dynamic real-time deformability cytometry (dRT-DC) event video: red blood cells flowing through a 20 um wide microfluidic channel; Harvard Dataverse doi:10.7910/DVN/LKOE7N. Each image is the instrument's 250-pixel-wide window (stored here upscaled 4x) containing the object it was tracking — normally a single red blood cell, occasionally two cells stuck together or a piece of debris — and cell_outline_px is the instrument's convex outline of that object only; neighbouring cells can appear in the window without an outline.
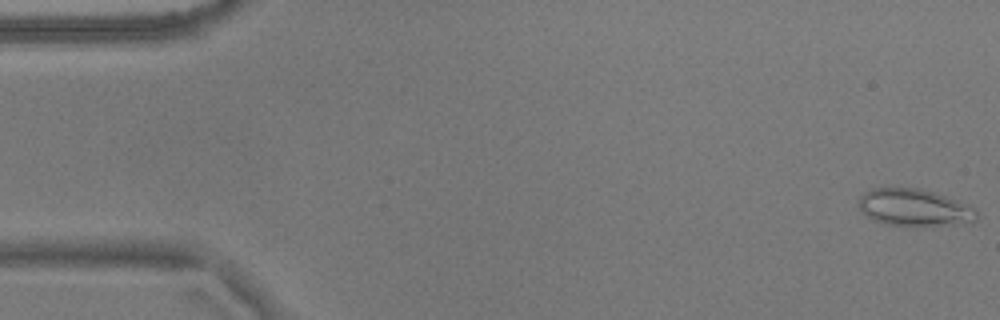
{"species": "common noctule bat (a hibernating species)", "species_latin": "Nyctalus noctula", "temperature_condition": "warm", "stored_images_in_passage": 55, "camera_frame_rate_fps": 3000, "um_per_image_px": 0.085, "animal": {"sex": "male", "body_mass_g": 17.9}, "frame": {"image": 1, "passage_image": 1, "time_ms": 0.0, "image_size_px": [1000, 320], "cell_outline_px": [[976, 220], [972, 224], [920, 228], [888, 224], [876, 220], [868, 216], [860, 208], [860, 196], [864, 192], [872, 188], [916, 188], [932, 192], [968, 204], [976, 208]], "centroid_in_image_um": [77.81, 17.69], "position_along_channel_um": 7.2, "area_um2": 25.95}}
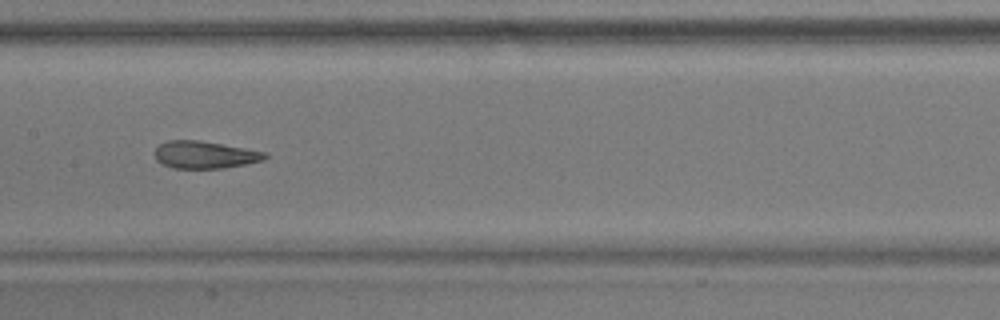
{"frame": {"image": 2, "passage_image": 27, "time_ms": 8.667, "image_size_px": [1000, 320], "cell_outline_px": [[268, 156], [264, 160], [224, 168], [172, 168], [156, 160], [156, 148], [160, 144], [168, 140], [200, 140], [268, 152]], "centroid_in_image_um": [17.44, 13.15], "position_along_channel_um": 190.0, "area_um2": 17.51}}
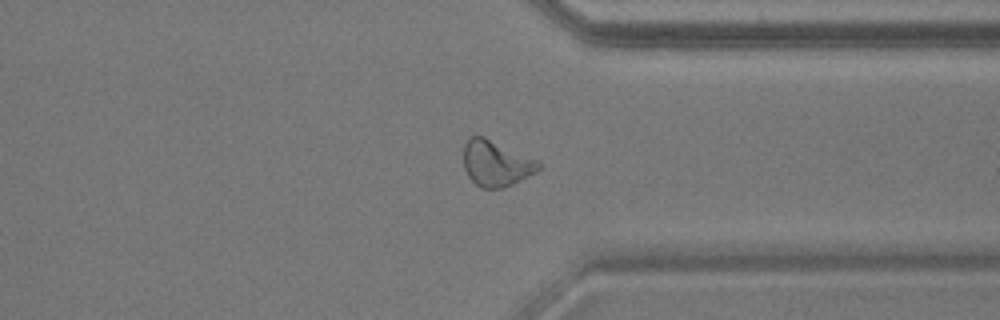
{"frame": {"image": 3, "passage_image": 42, "time_ms": 13.667, "image_size_px": [1000, 320], "cell_outline_px": [[540, 168], [536, 172], [512, 184], [500, 188], [480, 188], [468, 176], [464, 168], [464, 144], [472, 136], [484, 136], [536, 160], [540, 164]], "centroid_in_image_um": [42.13, 13.89], "position_along_channel_um": 369.3, "area_um2": 19.65}, "authors_computed_cell_mechanics": {"area_um2": 20.0566, "velocity_mm_per_s": 3.6262, "shape_relaxation_time_tau1_ms": 5.8701, "shape_relaxation_time_tau2_ms": 1.5416, "deformation_change_tau1": 0.1732, "deformation_change_tau2": 0.0903}}